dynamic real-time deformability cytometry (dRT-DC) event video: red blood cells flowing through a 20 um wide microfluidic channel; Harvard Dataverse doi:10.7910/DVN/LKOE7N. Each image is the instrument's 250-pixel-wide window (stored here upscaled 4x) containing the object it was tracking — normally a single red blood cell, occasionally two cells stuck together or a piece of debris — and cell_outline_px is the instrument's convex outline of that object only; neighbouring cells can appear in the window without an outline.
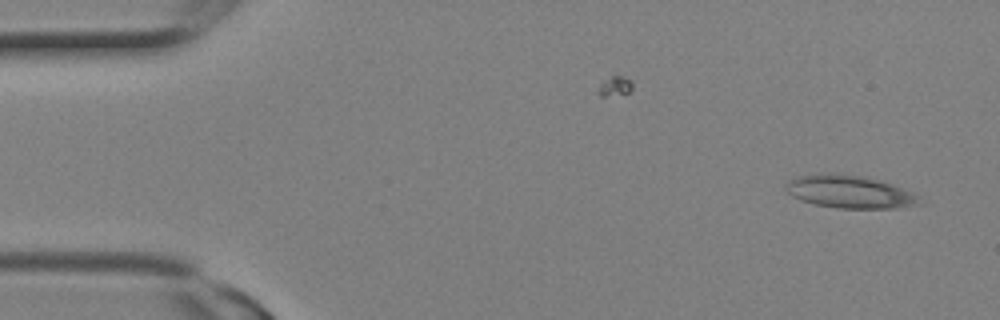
{"species": "Egyptian fruit bat (a non-hibernating species)", "species_latin": "Rousettus aegyptiacus", "temperature_condition": "room temperature", "stored_images_in_passage": 8, "camera_frame_rate_fps": 3000, "um_per_image_px": 0.085, "animal": {"sex": "female"}, "frame": {"image": 1, "passage_image": 1, "time_ms": 0.0, "image_size_px": [1000, 320], "cell_outline_px": [[924, 204], [896, 208], [836, 208], [816, 204], [800, 200], [792, 196], [784, 188], [784, 184], [788, 180], [796, 176], [816, 172], [836, 172], [864, 176], [892, 184], [912, 192], [920, 196]], "centroid_in_image_um": [72.2, 16.28], "position_along_channel_um": 12.8, "area_um2": 26.18}}